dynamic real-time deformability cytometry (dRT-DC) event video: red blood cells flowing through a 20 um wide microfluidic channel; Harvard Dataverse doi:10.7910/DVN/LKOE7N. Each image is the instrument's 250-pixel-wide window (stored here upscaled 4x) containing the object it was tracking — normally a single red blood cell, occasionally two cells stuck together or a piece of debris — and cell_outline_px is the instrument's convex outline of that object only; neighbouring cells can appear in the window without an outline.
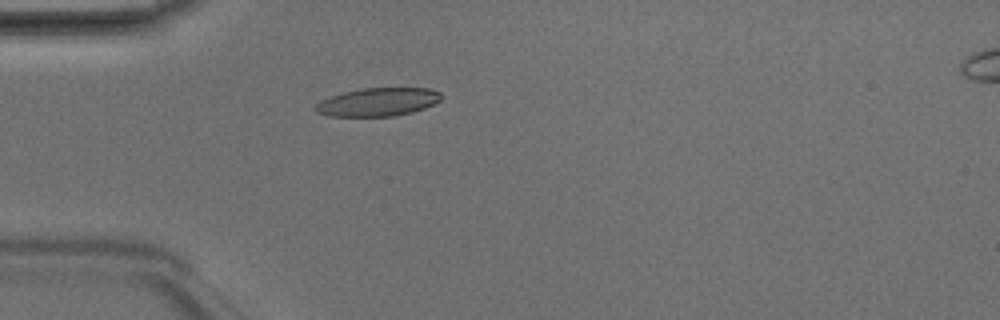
{"species": "Egyptian fruit bat (a non-hibernating species)", "species_latin": "Rousettus aegyptiacus", "temperature_condition": "room temperature", "stored_images_in_passage": 2, "camera_frame_rate_fps": 3000, "um_per_image_px": 0.085, "animal": {"sex": "male"}, "frame": {"image": 1, "passage_image": 1, "time_ms": 0.0, "image_size_px": [1000, 320], "cell_outline_px": [[440, 100], [424, 108], [412, 112], [392, 116], [328, 116], [316, 112], [316, 104], [320, 100], [344, 92], [364, 88], [428, 88], [440, 92]], "centroid_in_image_um": [32.1, 8.67], "position_along_channel_um": 52.9, "area_um2": 20.46}}